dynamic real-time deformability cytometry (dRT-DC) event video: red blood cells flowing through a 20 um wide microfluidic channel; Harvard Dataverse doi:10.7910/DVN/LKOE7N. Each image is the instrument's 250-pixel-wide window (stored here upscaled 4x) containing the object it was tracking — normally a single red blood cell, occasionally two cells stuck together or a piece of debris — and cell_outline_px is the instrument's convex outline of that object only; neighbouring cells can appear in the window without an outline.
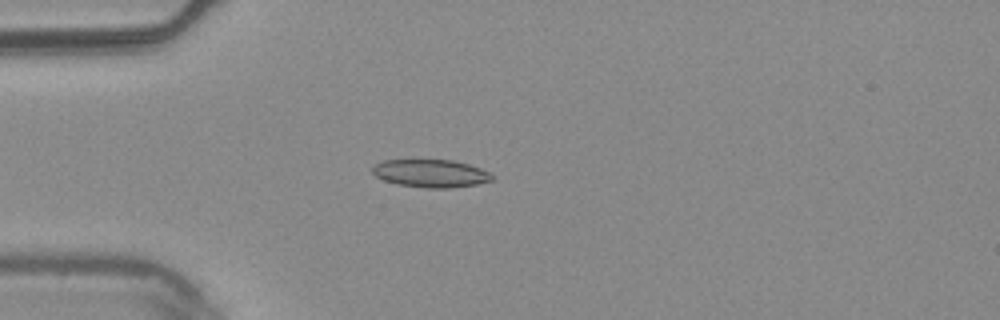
{"species": "common noctule bat (a hibernating species)", "species_latin": "Nyctalus noctula", "temperature_condition": "warm", "stored_images_in_passage": 6, "camera_frame_rate_fps": 3000, "um_per_image_px": 0.085, "animal": {"sex": "male", "body_mass_g": 20.4}, "frame": {"image": 1, "passage_image": 5, "time_ms": 1.333, "image_size_px": [1000, 320], "cell_outline_px": [[492, 180], [476, 184], [452, 188], [424, 188], [396, 184], [384, 180], [376, 176], [372, 172], [372, 168], [376, 164], [384, 160], [452, 160], [468, 164], [480, 168], [488, 172], [492, 176]], "centroid_in_image_um": [36.59, 14.74], "position_along_channel_um": 48.4, "area_um2": 19.31}}